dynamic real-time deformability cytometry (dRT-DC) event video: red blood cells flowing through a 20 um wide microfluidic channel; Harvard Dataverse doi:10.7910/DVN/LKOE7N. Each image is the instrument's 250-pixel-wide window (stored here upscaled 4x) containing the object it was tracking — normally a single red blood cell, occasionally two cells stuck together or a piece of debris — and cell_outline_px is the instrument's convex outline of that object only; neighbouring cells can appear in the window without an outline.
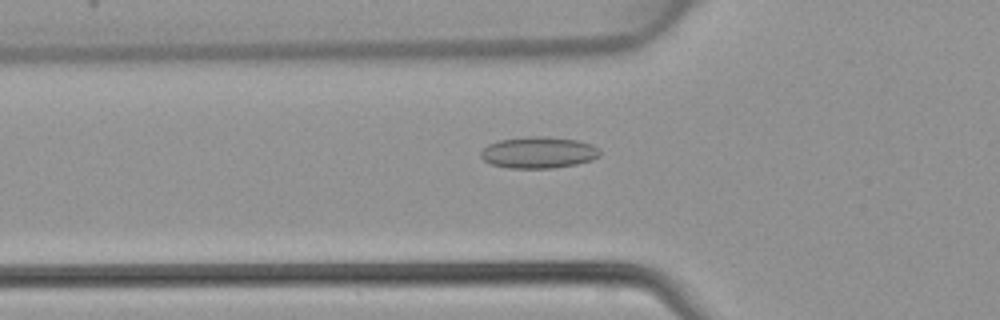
{"species": "common noctule bat (a hibernating species)", "species_latin": "Nyctalus noctula", "temperature_condition": "warm", "stored_images_in_passage": 46, "camera_frame_rate_fps": 3000, "um_per_image_px": 0.085, "animal": {"sex": "female", "body_mass_g": 22.7, "forearm_length_mm": 54.2}, "frame": {"image": 1, "passage_image": 16, "time_ms": 5.0, "image_size_px": [1000, 320], "cell_outline_px": [[600, 156], [592, 160], [576, 164], [552, 168], [508, 168], [492, 164], [484, 160], [480, 156], [480, 152], [488, 144], [500, 140], [528, 136], [548, 136], [576, 140], [592, 144], [600, 148]], "centroid_in_image_um": [45.8, 12.96], "position_along_channel_um": 80.0, "area_um2": 21.96}}
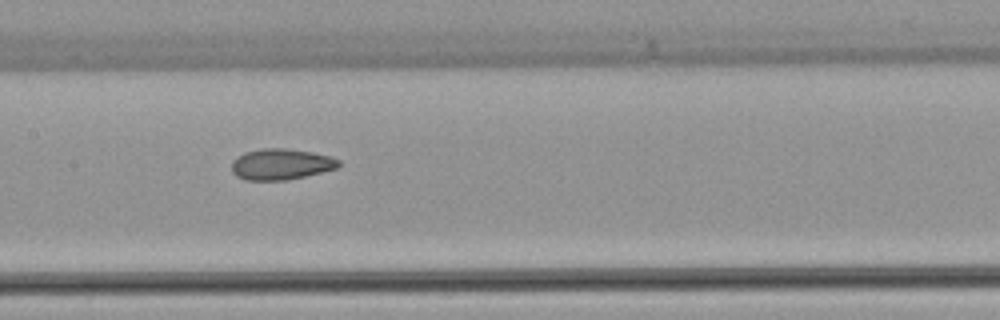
{"frame": {"image": 2, "passage_image": 23, "time_ms": 7.333, "image_size_px": [1000, 320], "cell_outline_px": [[340, 164], [336, 168], [304, 176], [284, 180], [244, 180], [236, 176], [232, 172], [232, 160], [236, 156], [244, 152], [264, 148], [284, 148], [312, 152], [332, 156], [340, 160]], "centroid_in_image_um": [23.85, 13.95], "position_along_channel_um": 183.5, "area_um2": 19.36}}
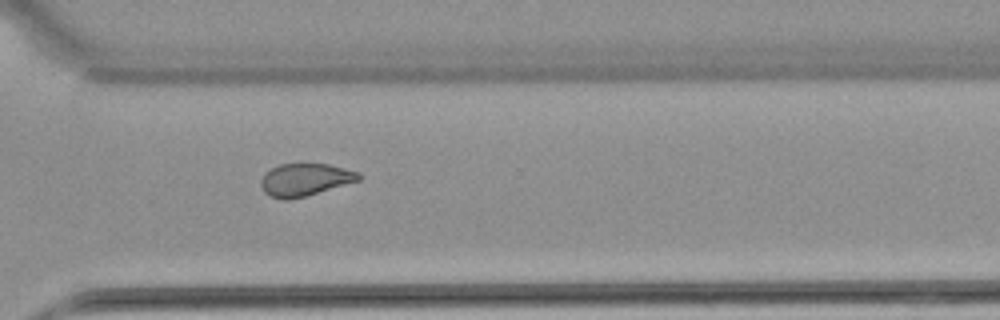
{"frame": {"image": 3, "passage_image": 34, "time_ms": 11.0, "image_size_px": [1000, 320], "cell_outline_px": [[364, 176], [360, 180], [304, 196], [288, 200], [284, 200], [268, 196], [264, 192], [260, 184], [260, 180], [264, 172], [280, 164], [328, 164], [360, 172]], "centroid_in_image_um": [25.91, 15.27], "position_along_channel_um": 344.7, "area_um2": 18.55}}